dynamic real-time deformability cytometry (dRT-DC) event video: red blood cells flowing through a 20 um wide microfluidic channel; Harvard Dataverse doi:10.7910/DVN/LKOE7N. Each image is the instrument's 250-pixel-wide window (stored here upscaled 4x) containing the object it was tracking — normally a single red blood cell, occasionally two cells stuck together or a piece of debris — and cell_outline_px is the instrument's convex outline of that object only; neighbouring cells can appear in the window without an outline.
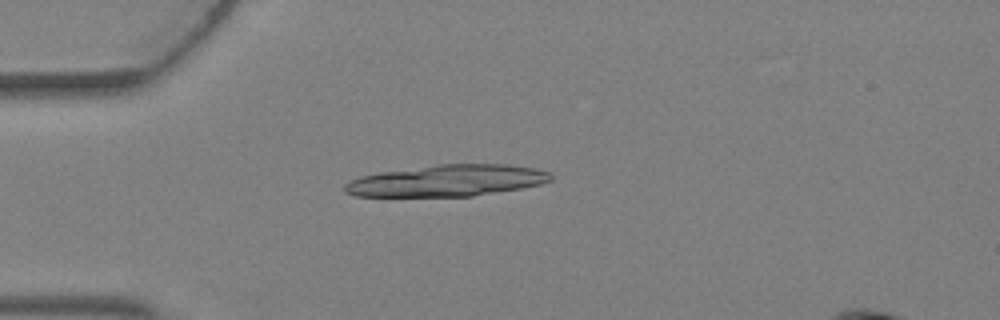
{"species": "Egyptian fruit bat (a non-hibernating species)", "species_latin": "Rousettus aegyptiacus", "temperature_condition": "warm", "stored_images_in_passage": 3, "camera_frame_rate_fps": 3000, "um_per_image_px": 0.085, "animal": {"sex": "female"}, "frame": {"image": 1, "passage_image": 3, "time_ms": 0.667, "image_size_px": [1000, 320], "cell_outline_px": [[552, 180], [540, 184], [520, 188], [472, 196], [356, 196], [344, 192], [344, 184], [348, 180], [360, 176], [380, 172], [440, 164], [508, 164], [536, 168], [548, 172], [552, 176]], "centroid_in_image_um": [37.98, 15.35], "position_along_channel_um": 47.0, "area_um2": 37.74}}